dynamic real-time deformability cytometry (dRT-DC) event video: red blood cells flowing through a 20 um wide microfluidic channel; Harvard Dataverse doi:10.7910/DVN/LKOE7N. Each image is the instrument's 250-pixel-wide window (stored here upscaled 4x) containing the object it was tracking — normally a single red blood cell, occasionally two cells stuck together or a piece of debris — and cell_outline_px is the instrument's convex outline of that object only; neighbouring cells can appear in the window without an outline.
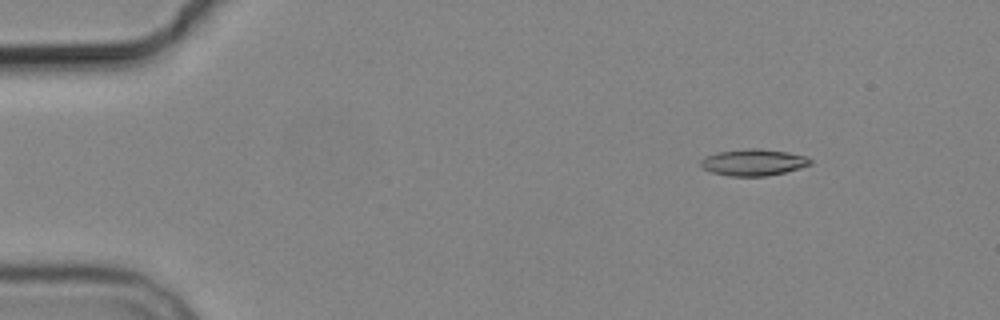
{"species": "common noctule bat (a hibernating species)", "species_latin": "Nyctalus noctula", "temperature_condition": "cold", "stored_images_in_passage": 3, "camera_frame_rate_fps": 3000, "um_per_image_px": 0.085, "animal": {"sex": "male", "body_mass_g": 19.2, "forearm_length_mm": 51.8}, "frame": {"image": 1, "passage_image": 1, "time_ms": 0.0, "image_size_px": [1000, 320], "cell_outline_px": [[812, 164], [800, 168], [768, 176], [728, 176], [712, 172], [704, 168], [700, 164], [700, 160], [708, 156], [720, 152], [752, 148], [760, 148], [788, 152], [808, 156], [812, 160]], "centroid_in_image_um": [64.1, 13.8], "position_along_channel_um": 20.9, "area_um2": 16.88}}